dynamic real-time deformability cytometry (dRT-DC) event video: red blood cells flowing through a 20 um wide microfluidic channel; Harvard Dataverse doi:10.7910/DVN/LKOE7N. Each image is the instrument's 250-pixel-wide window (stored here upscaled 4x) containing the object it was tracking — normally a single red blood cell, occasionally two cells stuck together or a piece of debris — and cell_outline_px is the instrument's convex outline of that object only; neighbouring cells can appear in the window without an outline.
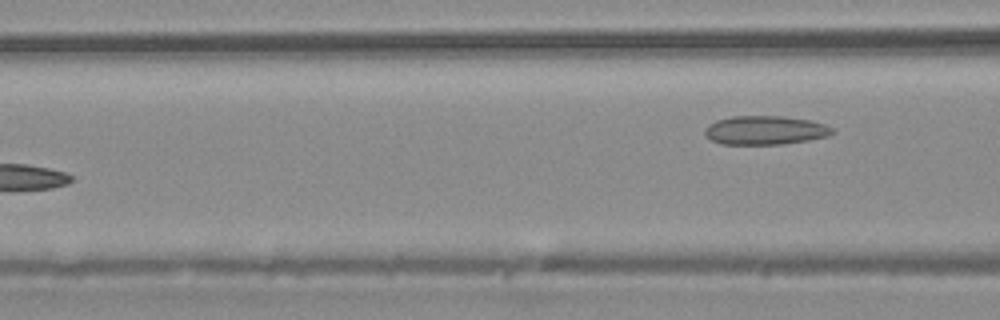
{"species": "common noctule bat (a hibernating species)", "species_latin": "Nyctalus noctula", "temperature_condition": "warm", "stored_images_in_passage": 5, "camera_frame_rate_fps": 3000, "um_per_image_px": 0.085, "animal": {"sex": "male", "body_mass_g": 20.4}, "frame": {"image": 1, "passage_image": 5, "time_ms": 1.333, "image_size_px": [1000, 320], "cell_outline_px": [[836, 132], [828, 136], [808, 140], [784, 144], [720, 144], [712, 140], [704, 132], [708, 124], [716, 120], [732, 116], [784, 116], [808, 120], [824, 124], [832, 128]], "centroid_in_image_um": [65.04, 11.07], "position_along_channel_um": 101.6, "area_um2": 21.39}}